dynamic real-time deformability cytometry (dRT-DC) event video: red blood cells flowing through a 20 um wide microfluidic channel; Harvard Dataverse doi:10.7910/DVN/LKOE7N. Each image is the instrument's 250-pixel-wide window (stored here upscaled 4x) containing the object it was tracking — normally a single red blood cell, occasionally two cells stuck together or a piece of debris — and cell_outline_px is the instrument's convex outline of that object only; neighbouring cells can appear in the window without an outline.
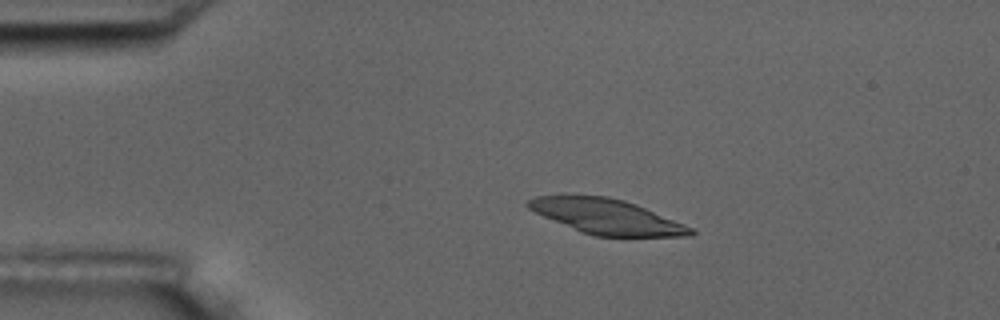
{"species": "common noctule bat (a hibernating species)", "species_latin": "Nyctalus noctula", "temperature_condition": "room temperature", "stored_images_in_passage": 6, "camera_frame_rate_fps": 3000, "um_per_image_px": 0.085, "animal": {"sex": "male", "body_mass_g": 17.5, "forearm_length_mm": 52.3}, "frame": {"image": 1, "passage_image": 4, "time_ms": 3.333, "image_size_px": [1000, 320], "cell_outline_px": [[696, 232], [692, 236], [596, 236], [580, 232], [544, 216], [528, 208], [524, 204], [528, 200], [536, 196], [564, 192], [608, 196], [624, 200], [636, 204], [684, 224], [692, 228]], "centroid_in_image_um": [51.48, 18.35], "position_along_channel_um": 33.5, "area_um2": 33.7}}